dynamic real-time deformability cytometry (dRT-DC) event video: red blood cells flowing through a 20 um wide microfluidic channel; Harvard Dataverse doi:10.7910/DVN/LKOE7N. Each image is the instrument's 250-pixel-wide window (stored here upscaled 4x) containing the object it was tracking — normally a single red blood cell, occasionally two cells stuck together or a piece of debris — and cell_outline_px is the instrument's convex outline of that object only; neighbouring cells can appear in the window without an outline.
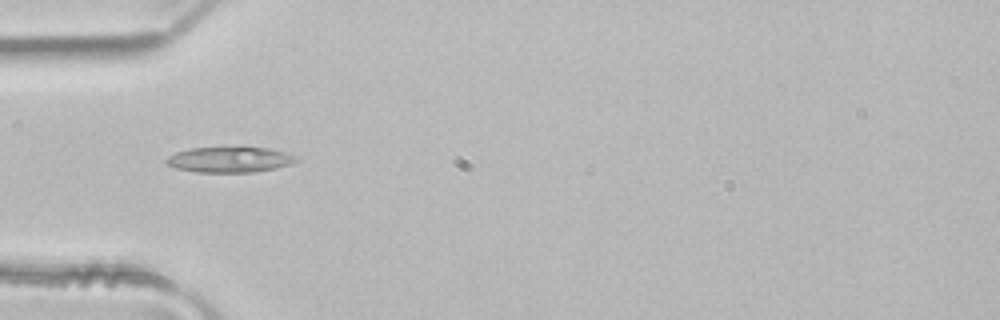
{"species": "common noctule bat (a hibernating species)", "species_latin": "Nyctalus noctula", "temperature_condition": "room temperature", "stored_images_in_passage": 3, "camera_frame_rate_fps": 3000, "um_per_image_px": 0.085, "animal": {"sex": "male", "body_mass_g": 21.5, "forearm_length_mm": 52.0}, "frame": {"image": 1, "passage_image": 2, "time_ms": 0.333, "image_size_px": [1000, 320], "cell_outline_px": [[300, 160], [292, 164], [276, 168], [252, 172], [196, 172], [176, 168], [168, 164], [164, 160], [168, 156], [176, 152], [192, 148], [268, 148], [284, 152], [296, 156]], "centroid_in_image_um": [19.54, 13.58], "position_along_channel_um": 65.5, "area_um2": 19.13}}
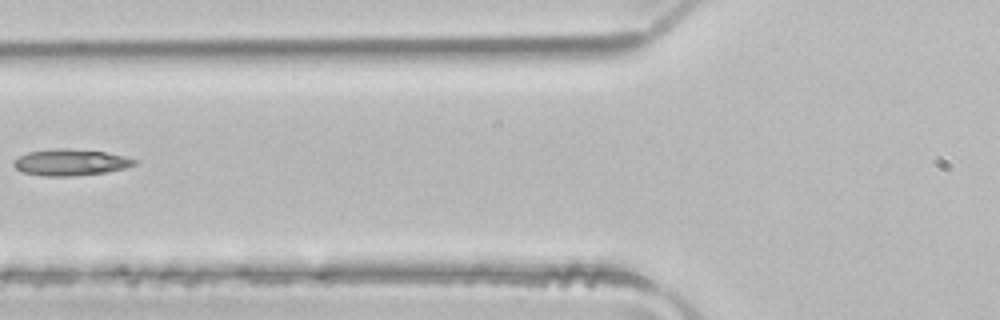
{"frame": {"image": 2, "passage_image": 3, "time_ms": 0.667, "image_size_px": [1000, 320], "cell_outline_px": [[136, 164], [124, 168], [104, 172], [72, 176], [48, 176], [20, 172], [12, 164], [20, 156], [28, 152], [56, 148], [68, 148], [104, 152], [124, 156], [136, 160]], "centroid_in_image_um": [5.97, 13.8], "position_along_channel_um": 119.8, "area_um2": 18.32}}